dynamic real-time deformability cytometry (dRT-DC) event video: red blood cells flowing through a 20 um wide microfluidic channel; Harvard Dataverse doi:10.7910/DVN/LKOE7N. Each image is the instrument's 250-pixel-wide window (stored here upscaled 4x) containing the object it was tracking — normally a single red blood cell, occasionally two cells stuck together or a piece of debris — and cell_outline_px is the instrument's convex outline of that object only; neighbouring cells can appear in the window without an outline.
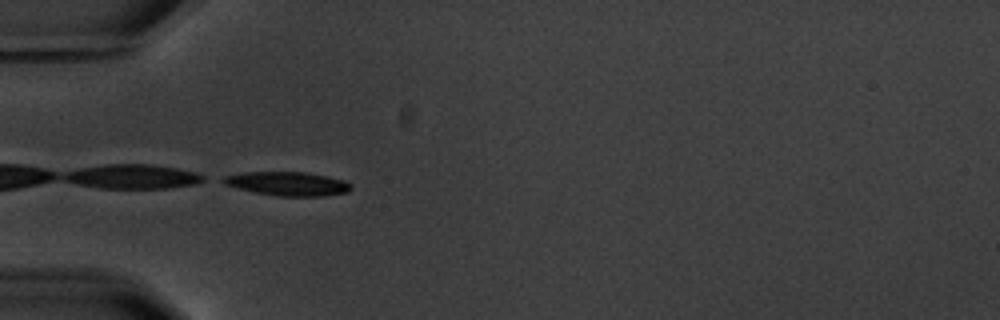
{"species": "common noctule bat (a hibernating species)", "species_latin": "Nyctalus noctula", "temperature_condition": "warm", "stored_images_in_passage": 6, "camera_frame_rate_fps": 3000, "um_per_image_px": 0.085, "animal": {"sex": "male", "body_mass_g": 20.1, "forearm_length_mm": 53.5}, "frame": {"image": 1, "passage_image": 5, "time_ms": 5.0, "image_size_px": [1000, 320], "cell_outline_px": [[352, 188], [348, 192], [324, 196], [276, 196], [256, 192], [224, 184], [216, 180], [224, 176], [244, 172], [308, 172], [328, 176], [344, 180], [352, 184]], "centroid_in_image_um": [24.46, 15.61], "position_along_channel_um": 60.5, "area_um2": 17.92}}
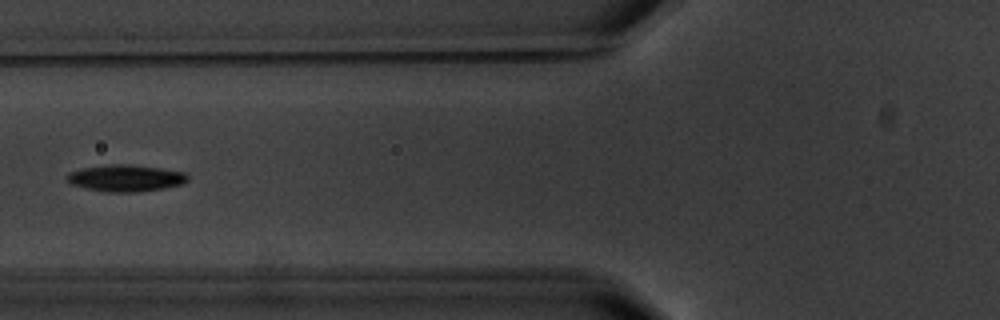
{"frame": {"image": 2, "passage_image": 6, "time_ms": 6.667, "image_size_px": [1000, 320], "cell_outline_px": [[188, 180], [180, 184], [164, 188], [136, 192], [108, 192], [88, 188], [72, 184], [68, 180], [68, 172], [80, 168], [108, 164], [132, 164], [160, 168], [184, 172], [188, 176]], "centroid_in_image_um": [10.68, 15.12], "position_along_channel_um": 115.1, "area_um2": 18.67}}